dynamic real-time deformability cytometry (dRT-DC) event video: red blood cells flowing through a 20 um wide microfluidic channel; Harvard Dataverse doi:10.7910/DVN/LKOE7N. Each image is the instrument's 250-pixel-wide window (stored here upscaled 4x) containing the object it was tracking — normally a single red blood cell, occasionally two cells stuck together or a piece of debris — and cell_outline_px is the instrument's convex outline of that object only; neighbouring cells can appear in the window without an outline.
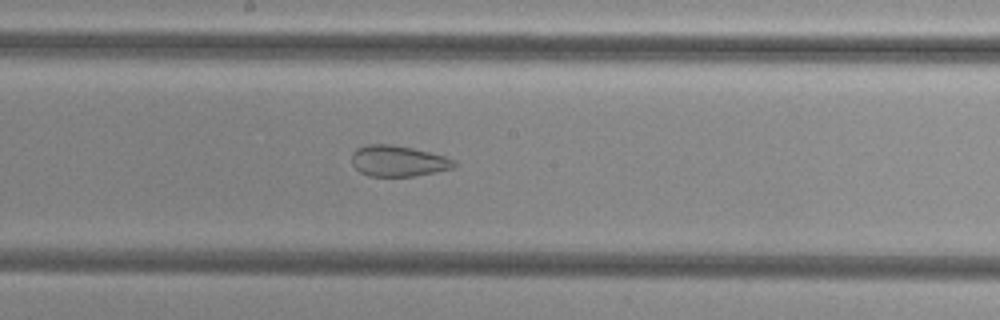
{"species": "common noctule bat (a hibernating species)", "species_latin": "Nyctalus noctula", "temperature_condition": "cold", "stored_images_in_passage": 49, "camera_frame_rate_fps": 3000, "um_per_image_px": 0.085, "animal": {"sex": "female", "body_mass_g": 29.2, "forearm_length_mm": 56.3}, "frame": {"image": 1, "passage_image": 30, "time_ms": 9.667, "image_size_px": [1000, 320], "cell_outline_px": [[456, 164], [452, 168], [412, 176], [368, 176], [360, 172], [352, 164], [352, 152], [356, 148], [368, 144], [392, 144], [412, 148], [444, 156], [456, 160]], "centroid_in_image_um": [33.8, 13.67], "position_along_channel_um": 214.4, "area_um2": 18.32}}
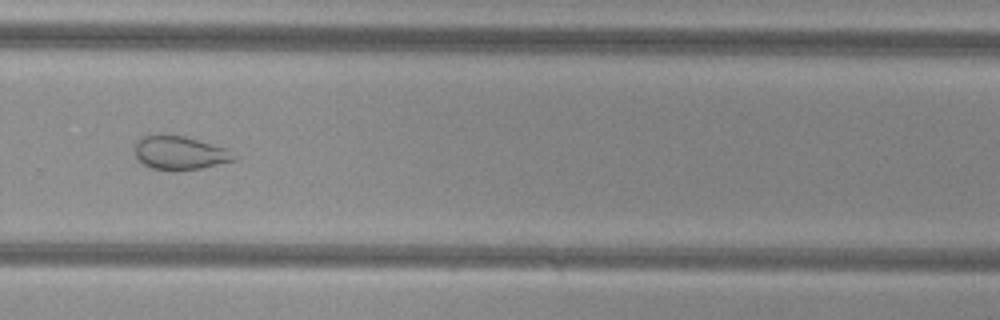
{"frame": {"image": 2, "passage_image": 38, "time_ms": 12.333, "image_size_px": [1000, 320], "cell_outline_px": [[240, 156], [236, 160], [200, 168], [176, 172], [152, 168], [144, 164], [136, 156], [136, 140], [140, 136], [160, 132], [184, 136], [224, 148]], "centroid_in_image_um": [15.26, 12.98], "position_along_channel_um": 314.5, "area_um2": 19.83}}
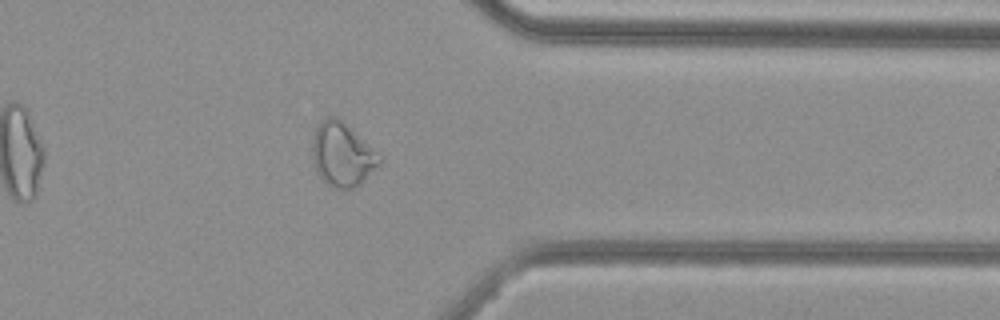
{"frame": {"image": 3, "passage_image": 44, "time_ms": 14.333, "image_size_px": [1000, 320], "cell_outline_px": [[384, 160], [360, 184], [352, 188], [332, 188], [324, 184], [316, 172], [312, 164], [312, 144], [316, 128], [328, 116], [336, 116], [344, 120]], "centroid_in_image_um": [29.07, 13.15], "position_along_channel_um": 382.3, "area_um2": 25.14}, "authors_computed_cell_mechanics": {"area_um2": 25.432, "velocity_mm_per_s": 3.7648, "shape_relaxation_time_tau1_ms": null, "shape_relaxation_time_tau2_ms": 1.9009, "deformation_change_tau1": null, "deformation_change_tau2": 0.0759}}